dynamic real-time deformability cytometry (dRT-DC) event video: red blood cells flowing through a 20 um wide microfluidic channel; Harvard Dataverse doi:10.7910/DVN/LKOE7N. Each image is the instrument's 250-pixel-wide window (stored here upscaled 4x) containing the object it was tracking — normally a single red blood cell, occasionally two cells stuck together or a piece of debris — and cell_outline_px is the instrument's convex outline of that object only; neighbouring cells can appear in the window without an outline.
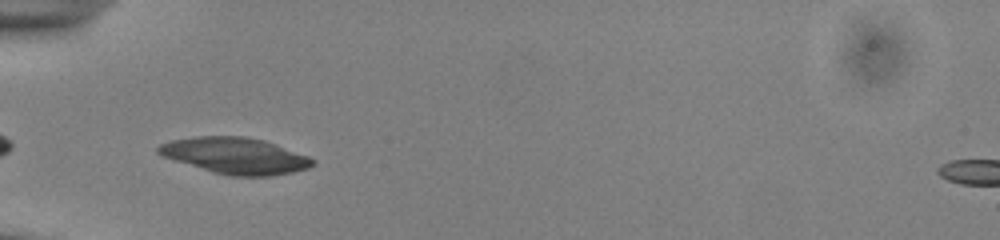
{"species": "common noctule bat (a hibernating species)", "species_latin": "Nyctalus noctula", "temperature_condition": "cold", "stored_images_in_passage": 40, "camera_frame_rate_fps": 3000, "um_per_image_px": 0.085, "animal": {"sex": "male", "body_mass_g": 13.0, "forearm_length_mm": 53.1}, "frame": {"image": 1, "passage_image": 6, "time_ms": 1.667, "image_size_px": [1000, 240], "cell_outline_px": [[316, 164], [308, 168], [292, 172], [272, 176], [228, 176], [212, 172], [160, 156], [156, 152], [156, 148], [160, 144], [172, 140], [196, 136], [244, 136], [264, 140], [276, 144], [308, 156], [316, 160]], "centroid_in_image_um": [19.99, 13.24], "position_along_channel_um": 65.0, "area_um2": 32.83}}
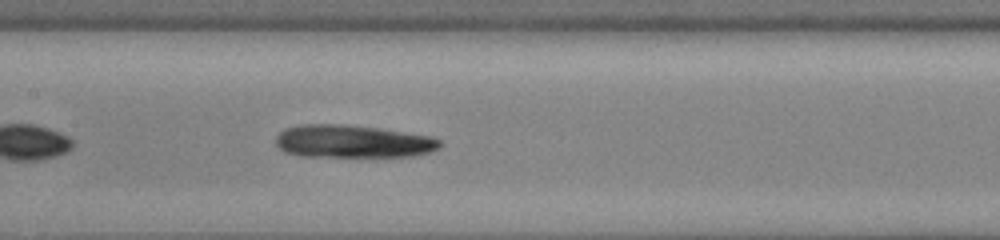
{"frame": {"image": 2, "passage_image": 15, "time_ms": 4.667, "image_size_px": [1000, 240], "cell_outline_px": [[444, 144], [440, 148], [432, 152], [412, 156], [300, 156], [284, 152], [276, 144], [276, 136], [284, 128], [304, 124], [344, 124], [380, 128], [432, 136], [440, 140]], "centroid_in_image_um": [30.01, 12.01], "position_along_channel_um": 177.4, "area_um2": 31.62}}
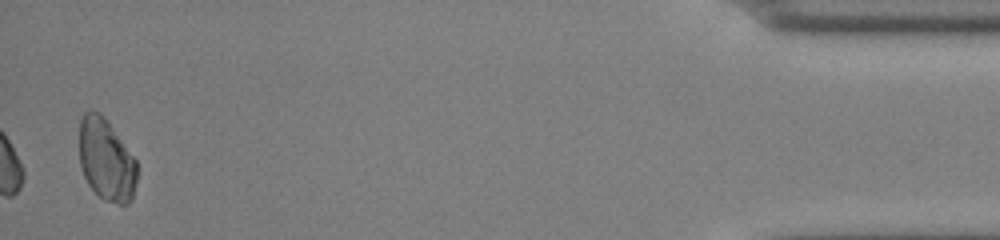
{"frame": {"image": 3, "passage_image": 40, "time_ms": 13.0, "image_size_px": [1000, 240], "cell_outline_px": [[136, 184], [132, 200], [128, 204], [120, 204], [104, 200], [88, 184], [84, 176], [80, 164], [80, 120], [84, 112], [100, 112], [104, 116], [136, 160]], "centroid_in_image_um": [9.04, 13.6], "position_along_channel_um": 426.2, "area_um2": 27.34}}